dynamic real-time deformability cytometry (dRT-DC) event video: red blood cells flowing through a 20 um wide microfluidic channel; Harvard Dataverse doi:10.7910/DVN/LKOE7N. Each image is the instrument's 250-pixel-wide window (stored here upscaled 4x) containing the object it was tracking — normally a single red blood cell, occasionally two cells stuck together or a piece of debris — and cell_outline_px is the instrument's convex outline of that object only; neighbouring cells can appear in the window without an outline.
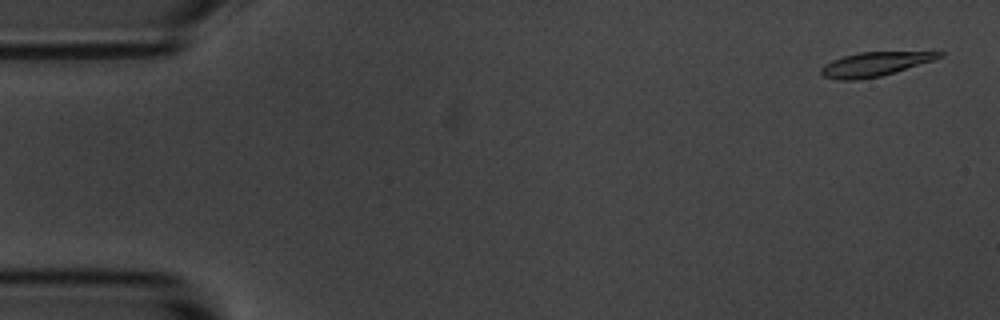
{"species": "common noctule bat (a hibernating species)", "species_latin": "Nyctalus noctula", "temperature_condition": "room temperature", "stored_images_in_passage": 55, "camera_frame_rate_fps": 3000, "um_per_image_px": 0.085, "animal": {"sex": "male", "body_mass_g": 20.1, "forearm_length_mm": 53.5}, "frame": {"image": 1, "passage_image": 2, "time_ms": 0.333, "image_size_px": [1000, 320], "cell_outline_px": [[944, 56], [896, 72], [880, 76], [856, 80], [840, 80], [824, 76], [820, 72], [820, 68], [824, 64], [832, 60], [844, 56], [860, 52], [944, 52]], "centroid_in_image_um": [74.32, 5.46], "position_along_channel_um": 10.7, "area_um2": 16.36}}
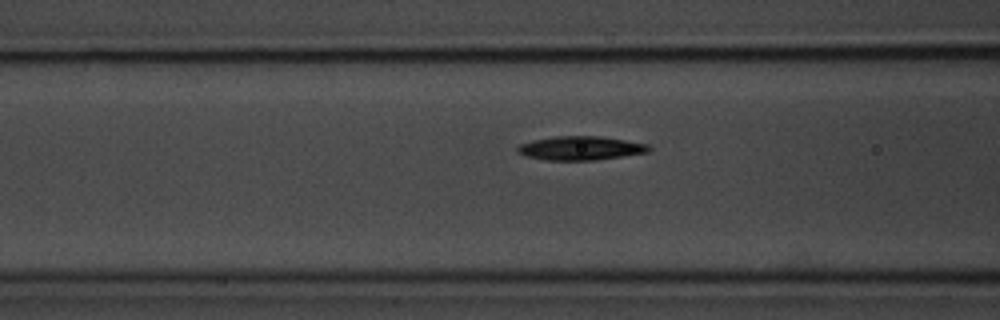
{"frame": {"image": 2, "passage_image": 21, "time_ms": 6.667, "image_size_px": [1000, 320], "cell_outline_px": [[652, 148], [648, 152], [596, 160], [544, 160], [528, 156], [516, 152], [516, 148], [520, 144], [532, 140], [556, 136], [600, 136], [648, 144]], "centroid_in_image_um": [49.33, 12.59], "position_along_channel_um": 117.3, "area_um2": 18.21}}
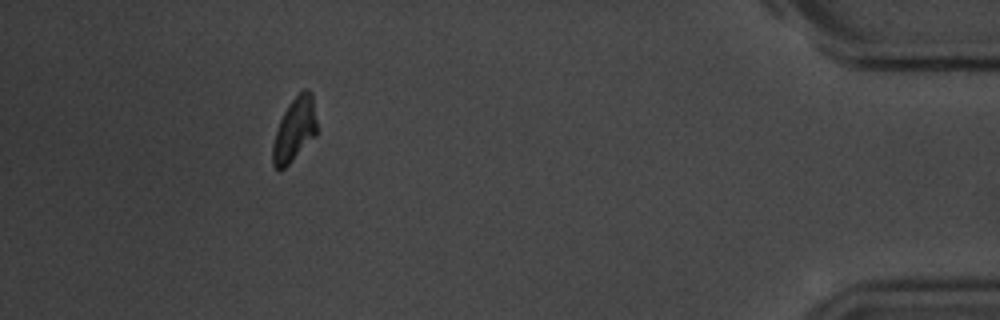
{"frame": {"image": 3, "passage_image": 50, "time_ms": 16.333, "image_size_px": [1000, 320], "cell_outline_px": [[316, 136], [280, 172], [272, 164], [272, 144], [280, 120], [288, 104], [304, 88], [308, 88], [312, 92], [316, 120]], "centroid_in_image_um": [25.03, 11.02], "position_along_channel_um": 410.2, "area_um2": 16.36}, "authors_computed_cell_mechanics": {"area_um2": 17.34, "velocity_mm_per_s": 3.6366, "shape_relaxation_time_tau1_ms": 2.6016, "shape_relaxation_time_tau2_ms": null, "deformation_change_tau1": 0.1378, "deformation_change_tau2": null}}